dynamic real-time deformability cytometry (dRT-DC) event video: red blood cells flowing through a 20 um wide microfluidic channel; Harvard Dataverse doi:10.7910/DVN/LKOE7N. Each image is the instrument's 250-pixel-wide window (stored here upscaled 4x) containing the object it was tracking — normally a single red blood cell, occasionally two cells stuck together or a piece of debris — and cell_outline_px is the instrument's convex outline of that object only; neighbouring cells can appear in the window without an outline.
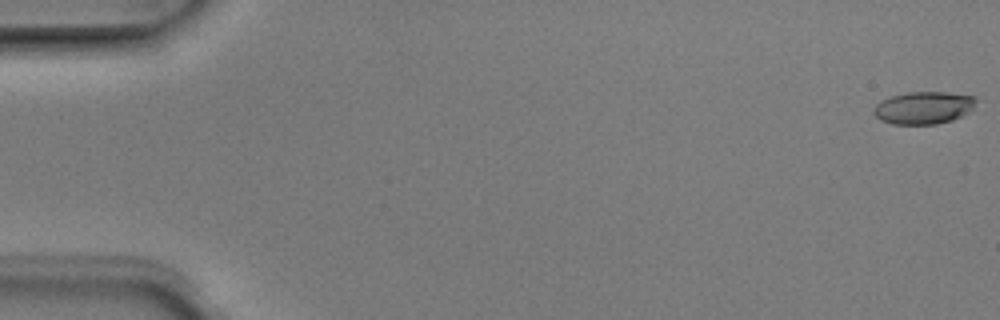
{"species": "Egyptian fruit bat (a non-hibernating species)", "species_latin": "Rousettus aegyptiacus", "temperature_condition": "room temperature", "stored_images_in_passage": 5, "camera_frame_rate_fps": 3000, "um_per_image_px": 0.085, "animal": {"sex": "male"}, "frame": {"image": 1, "passage_image": 1, "time_ms": 0.0, "image_size_px": [1000, 320], "cell_outline_px": [[976, 100], [972, 108], [968, 112], [952, 120], [936, 124], [892, 124], [880, 120], [872, 112], [872, 108], [880, 100], [892, 96], [908, 92], [944, 92], [972, 96]], "centroid_in_image_um": [78.44, 9.16], "position_along_channel_um": 6.6, "area_um2": 19.25}}
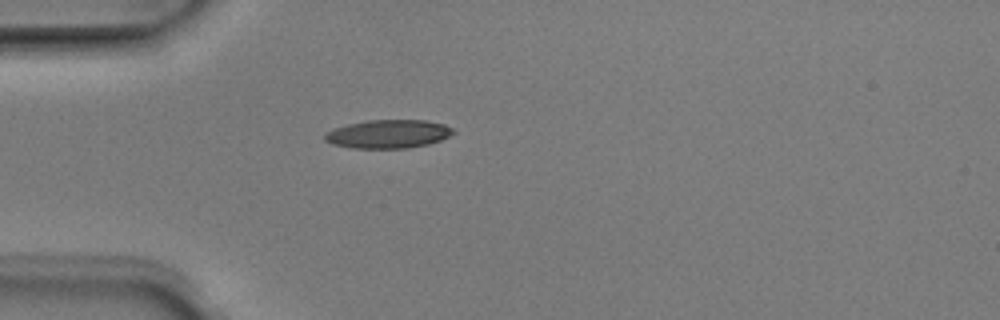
{"frame": {"image": 2, "passage_image": 5, "time_ms": 1.333, "image_size_px": [1000, 320], "cell_outline_px": [[456, 132], [440, 140], [428, 144], [408, 148], [352, 148], [332, 144], [324, 140], [324, 136], [332, 128], [348, 124], [368, 120], [424, 120], [444, 124], [452, 128]], "centroid_in_image_um": [32.99, 11.39], "position_along_channel_um": 52.0, "area_um2": 21.27}}